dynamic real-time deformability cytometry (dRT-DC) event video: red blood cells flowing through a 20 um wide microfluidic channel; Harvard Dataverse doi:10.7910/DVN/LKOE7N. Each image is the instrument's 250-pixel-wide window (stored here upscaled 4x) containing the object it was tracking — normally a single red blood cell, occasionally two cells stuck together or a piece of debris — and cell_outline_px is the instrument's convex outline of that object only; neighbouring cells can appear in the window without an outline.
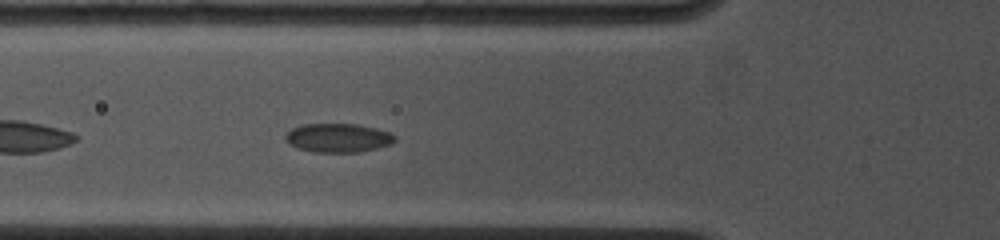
{"species": "common noctule bat (a hibernating species)", "species_latin": "Nyctalus noctula", "temperature_condition": "cold", "stored_images_in_passage": 5, "camera_frame_rate_fps": 4500, "um_per_image_px": 0.085, "animal": {"sex": "female", "body_mass_g": 19.0, "forearm_length_mm": 53.3}, "frame": {"image": 1, "passage_image": 3, "time_ms": 1.556, "image_size_px": [1000, 240], "cell_outline_px": [[396, 140], [392, 144], [360, 152], [312, 152], [300, 148], [284, 140], [284, 136], [292, 128], [304, 124], [356, 124], [376, 128], [392, 132], [396, 136]], "centroid_in_image_um": [28.78, 11.71], "position_along_channel_um": 97.0, "area_um2": 18.44}}